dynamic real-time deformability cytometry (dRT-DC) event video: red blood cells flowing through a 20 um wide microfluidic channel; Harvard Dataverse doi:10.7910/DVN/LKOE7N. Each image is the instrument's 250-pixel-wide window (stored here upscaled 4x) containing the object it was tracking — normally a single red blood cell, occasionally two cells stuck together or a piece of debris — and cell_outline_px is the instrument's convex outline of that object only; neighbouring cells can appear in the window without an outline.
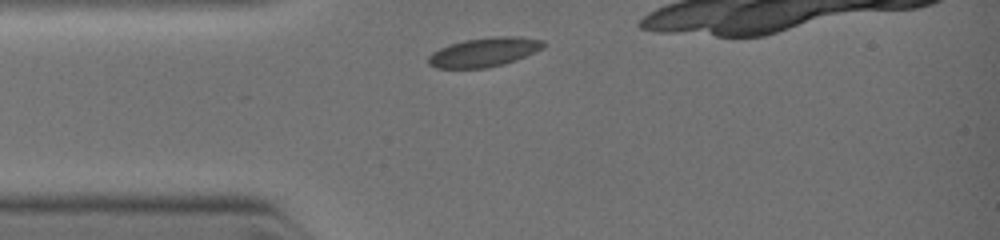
{"species": "common noctule bat (a hibernating species)", "species_latin": "Nyctalus noctula", "temperature_condition": "warm", "stored_images_in_passage": 24, "camera_frame_rate_fps": 3000, "um_per_image_px": 0.085, "animal": {"sex": "female", "body_mass_g": 19.0, "forearm_length_mm": 51.5}, "frame": {"image": 1, "passage_image": 1, "time_ms": 0.0, "image_size_px": [1000, 240], "cell_outline_px": [[544, 44], [540, 48], [524, 56], [500, 64], [484, 68], [436, 68], [428, 64], [428, 56], [432, 52], [448, 44], [464, 40], [492, 36], [520, 36], [544, 40]], "centroid_in_image_um": [41.08, 4.41], "position_along_channel_um": 43.9, "area_um2": 19.25}}
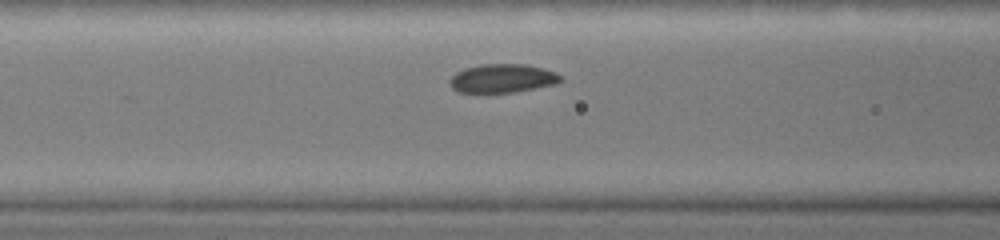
{"frame": {"image": 2, "passage_image": 13, "time_ms": 1.667, "image_size_px": [1000, 240], "cell_outline_px": [[564, 80], [556, 84], [516, 92], [460, 92], [452, 88], [452, 76], [456, 72], [464, 68], [480, 64], [524, 64], [544, 68], [556, 72], [564, 76]], "centroid_in_image_um": [42.8, 6.65], "position_along_channel_um": 123.8, "area_um2": 18.55}}
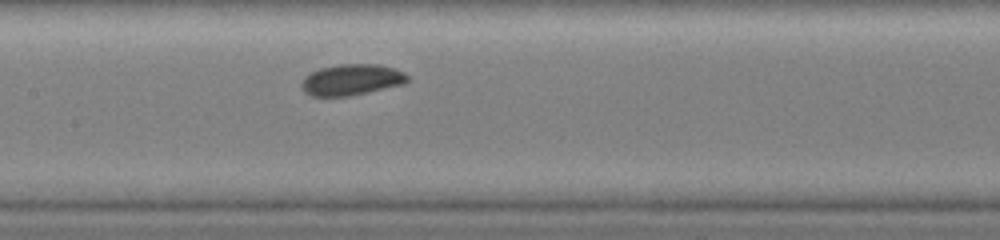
{"frame": {"image": 3, "passage_image": 21, "time_ms": 2.667, "image_size_px": [1000, 240], "cell_outline_px": [[408, 80], [404, 84], [348, 96], [312, 96], [304, 92], [300, 84], [304, 76], [320, 68], [340, 64], [380, 64], [404, 72], [408, 76]], "centroid_in_image_um": [29.86, 6.77], "position_along_channel_um": 177.5, "area_um2": 19.13}}